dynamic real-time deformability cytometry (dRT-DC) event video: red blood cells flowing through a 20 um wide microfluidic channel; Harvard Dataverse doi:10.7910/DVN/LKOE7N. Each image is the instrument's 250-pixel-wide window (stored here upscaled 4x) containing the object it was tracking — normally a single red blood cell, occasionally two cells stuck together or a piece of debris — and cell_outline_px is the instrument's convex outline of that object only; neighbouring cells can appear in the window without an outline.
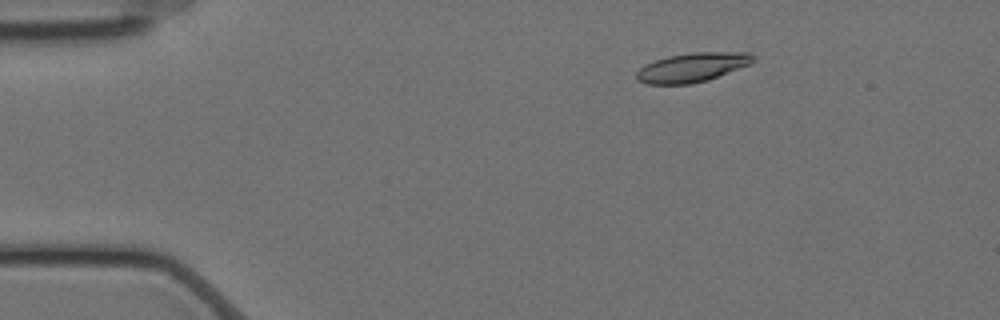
{"species": "Egyptian fruit bat (a non-hibernating species)", "species_latin": "Rousettus aegyptiacus", "temperature_condition": "cold", "stored_images_in_passage": 58, "camera_frame_rate_fps": 3000, "um_per_image_px": 0.085, "animal": {"sex": "female"}, "frame": {"image": 1, "passage_image": 10, "time_ms": 3.0, "image_size_px": [1000, 320], "cell_outline_px": [[756, 60], [752, 64], [708, 80], [692, 84], [648, 84], [636, 80], [636, 72], [644, 64], [668, 56], [692, 52], [748, 52], [756, 56]], "centroid_in_image_um": [58.88, 5.72], "position_along_channel_um": 26.1, "area_um2": 20.11}}
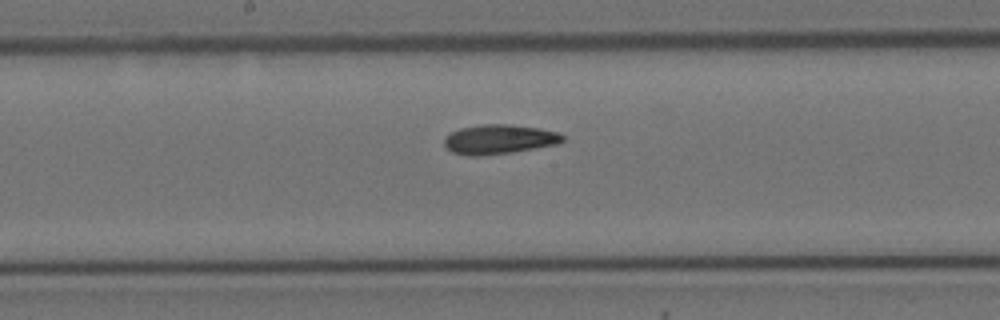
{"frame": {"image": 2, "passage_image": 31, "time_ms": 10.0, "image_size_px": [1000, 320], "cell_outline_px": [[564, 140], [556, 144], [512, 152], [480, 156], [468, 156], [452, 152], [444, 144], [444, 136], [460, 128], [480, 124], [512, 124], [540, 128], [556, 132], [564, 136]], "centroid_in_image_um": [42.39, 11.83], "position_along_channel_um": 205.8, "area_um2": 20.35}}
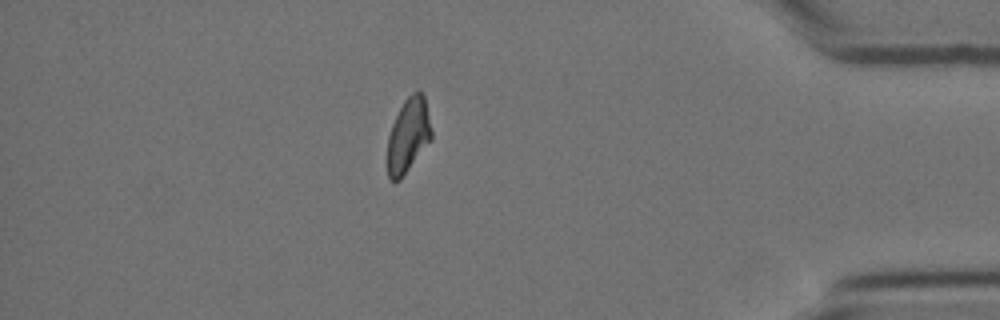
{"frame": {"image": 3, "passage_image": 51, "time_ms": 16.667, "image_size_px": [1000, 320], "cell_outline_px": [[432, 140], [400, 180], [392, 180], [388, 176], [384, 160], [388, 136], [392, 124], [404, 100], [412, 92], [420, 92], [424, 96], [432, 132]], "centroid_in_image_um": [34.66, 11.57], "position_along_channel_um": 400.5, "area_um2": 19.48}, "authors_computed_cell_mechanics": {"area_um2": 19.6231, "velocity_mm_per_s": 3.5089, "shape_relaxation_time_tau1_ms": 6.1793, "shape_relaxation_time_tau2_ms": 3.6925, "deformation_change_tau1": 0.176, "deformation_change_tau2": 0.1081}}